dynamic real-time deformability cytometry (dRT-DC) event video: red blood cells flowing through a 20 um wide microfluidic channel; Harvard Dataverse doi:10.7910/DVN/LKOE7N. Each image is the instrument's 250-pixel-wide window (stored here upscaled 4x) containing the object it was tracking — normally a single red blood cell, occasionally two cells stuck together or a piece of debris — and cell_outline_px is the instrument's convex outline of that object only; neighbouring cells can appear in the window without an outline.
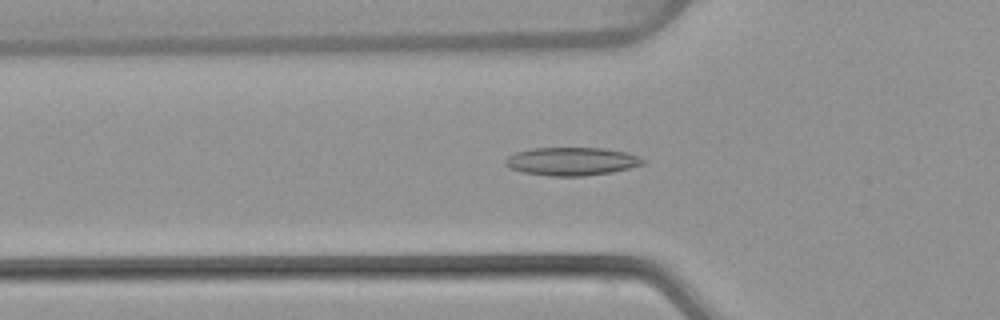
{"species": "common noctule bat (a hibernating species)", "species_latin": "Nyctalus noctula", "temperature_condition": "warm", "stored_images_in_passage": 53, "camera_frame_rate_fps": 3000, "um_per_image_px": 0.085, "animal": {"sex": "female", "body_mass_g": 22.7, "forearm_length_mm": 54.2}, "frame": {"image": 1, "passage_image": 18, "time_ms": 5.667, "image_size_px": [1000, 320], "cell_outline_px": [[648, 160], [644, 164], [612, 172], [584, 176], [548, 176], [524, 172], [508, 168], [504, 164], [504, 160], [508, 156], [516, 152], [532, 148], [604, 148], [624, 152], [640, 156]], "centroid_in_image_um": [48.59, 13.72], "position_along_channel_um": 77.2, "area_um2": 22.72}}
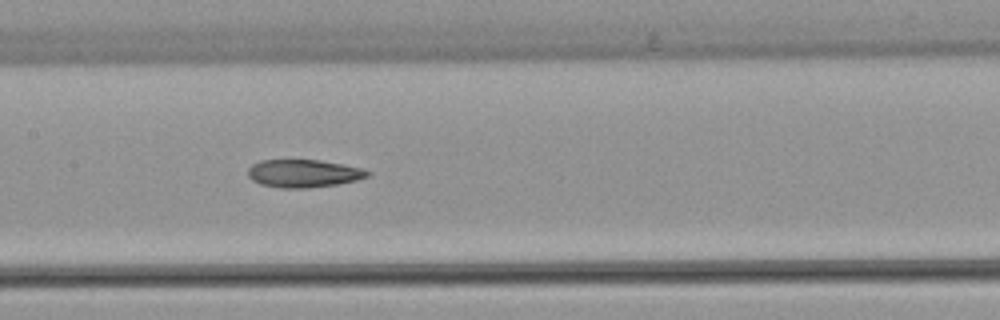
{"frame": {"image": 2, "passage_image": 26, "time_ms": 8.333, "image_size_px": [1000, 320], "cell_outline_px": [[372, 172], [368, 176], [356, 180], [336, 184], [308, 188], [280, 188], [260, 184], [252, 180], [248, 176], [248, 168], [252, 164], [260, 160], [320, 160], [360, 168]], "centroid_in_image_um": [25.76, 14.74], "position_along_channel_um": 181.6, "area_um2": 19.31}}
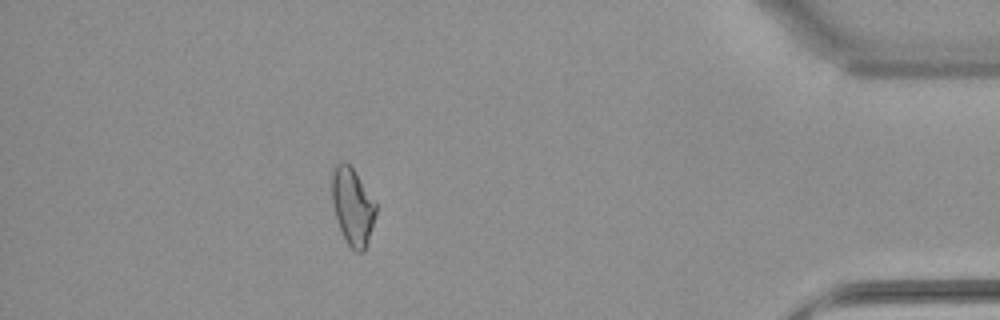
{"frame": {"image": 3, "passage_image": 47, "time_ms": 15.333, "image_size_px": [1000, 320], "cell_outline_px": [[376, 212], [368, 240], [364, 252], [356, 252], [348, 244], [340, 228], [336, 216], [332, 200], [332, 168], [340, 160], [344, 160], [356, 172], [376, 200]], "centroid_in_image_um": [29.98, 17.49], "position_along_channel_um": 405.2, "area_um2": 19.77}, "authors_computed_cell_mechanics": {"area_um2": 20.4612, "velocity_mm_per_s": 3.8913, "shape_relaxation_time_tau1_ms": null, "shape_relaxation_time_tau2_ms": 3.9895, "deformation_change_tau1": null, "deformation_change_tau2": 0.1095}}